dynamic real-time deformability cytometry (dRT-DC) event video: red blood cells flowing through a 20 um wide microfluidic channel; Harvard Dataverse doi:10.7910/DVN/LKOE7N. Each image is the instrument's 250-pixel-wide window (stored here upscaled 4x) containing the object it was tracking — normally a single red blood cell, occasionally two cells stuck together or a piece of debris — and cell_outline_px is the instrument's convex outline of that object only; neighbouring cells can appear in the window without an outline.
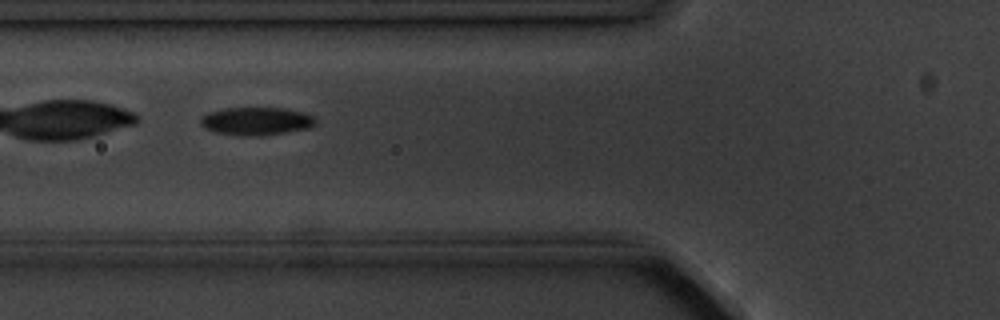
{"species": "common noctule bat (a hibernating species)", "species_latin": "Nyctalus noctula", "temperature_condition": "cold", "stored_images_in_passage": 14, "camera_frame_rate_fps": 3000, "um_per_image_px": 0.085, "animal": {"sex": "male", "body_mass_g": 20.1, "forearm_length_mm": 53.5}, "frame": {"image": 1, "passage_image": 5, "time_ms": 5.333, "image_size_px": [1000, 320], "cell_outline_px": [[316, 124], [308, 128], [260, 136], [244, 136], [216, 132], [204, 128], [200, 124], [200, 120], [208, 112], [224, 108], [284, 108], [304, 112], [312, 116], [316, 120]], "centroid_in_image_um": [21.78, 10.29], "position_along_channel_um": 104.0, "area_um2": 18.67}, "authors_computed_cell_mechanics": {"area_um2": 18.6983, "velocity_mm_per_s": 3.5919, "shape_relaxation_time_tau1_ms": 2.3858, "shape_relaxation_time_tau2_ms": null, "deformation_change_tau1": 0.0784, "deformation_change_tau2": null}}